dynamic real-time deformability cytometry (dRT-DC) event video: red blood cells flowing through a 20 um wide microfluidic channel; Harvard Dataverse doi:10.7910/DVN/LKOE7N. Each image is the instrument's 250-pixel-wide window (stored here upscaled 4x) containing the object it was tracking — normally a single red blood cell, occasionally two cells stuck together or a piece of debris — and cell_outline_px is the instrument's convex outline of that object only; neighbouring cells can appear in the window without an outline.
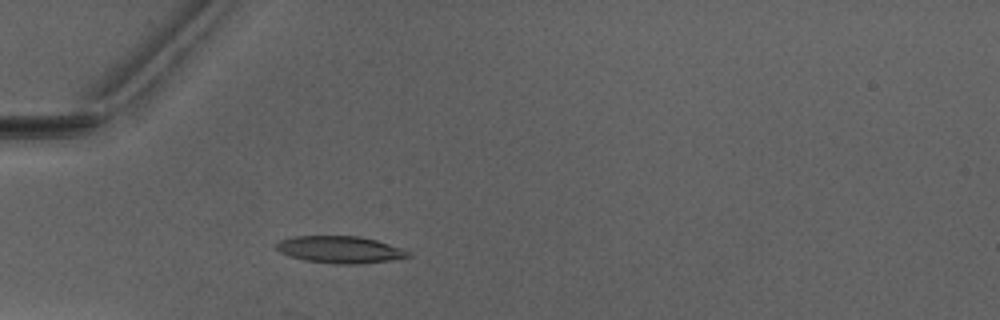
{"species": "Egyptian fruit bat (a non-hibernating species)", "species_latin": "Rousettus aegyptiacus", "temperature_condition": "warm", "stored_images_in_passage": 36, "camera_frame_rate_fps": 3000, "um_per_image_px": 0.085, "animal": {"sex": "male"}, "frame": {"image": 1, "passage_image": 1, "time_ms": 0.0, "image_size_px": [1000, 320], "cell_outline_px": [[412, 256], [392, 260], [356, 264], [336, 264], [304, 260], [288, 256], [280, 252], [276, 248], [276, 244], [280, 240], [292, 236], [360, 236], [376, 240], [400, 248], [408, 252]], "centroid_in_image_um": [28.86, 21.21], "position_along_channel_um": 56.1, "area_um2": 20.69}}
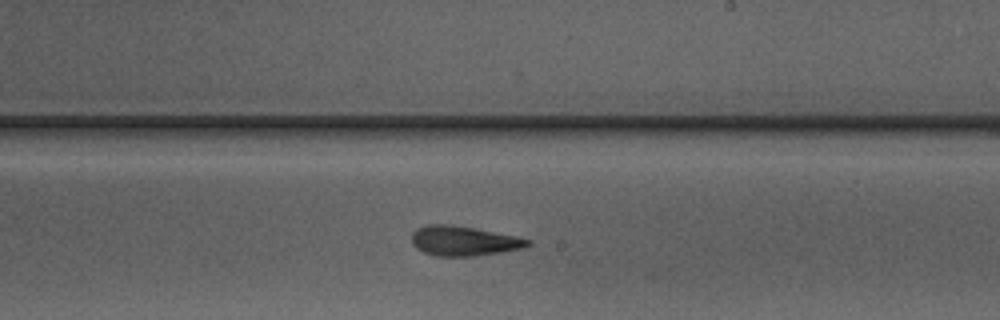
{"frame": {"image": 2, "passage_image": 16, "time_ms": 5.0, "image_size_px": [1000, 320], "cell_outline_px": [[532, 244], [520, 248], [500, 252], [472, 256], [436, 256], [424, 252], [416, 248], [412, 244], [412, 232], [416, 228], [428, 224], [448, 224], [472, 228], [516, 236], [532, 240]], "centroid_in_image_um": [39.38, 20.47], "position_along_channel_um": 249.6, "area_um2": 19.94}}
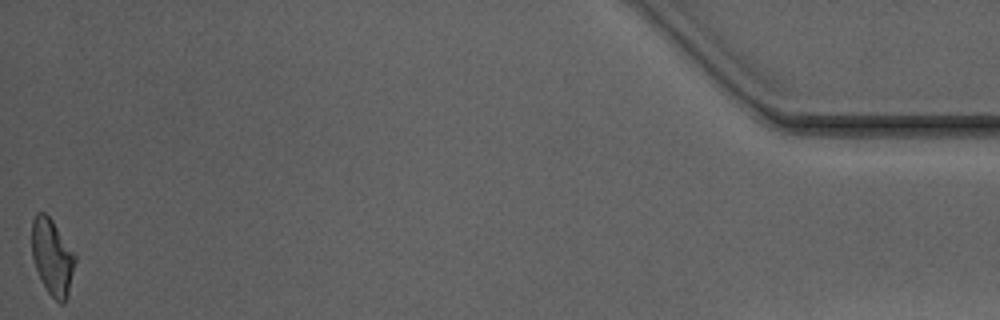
{"frame": {"image": 3, "passage_image": 36, "time_ms": 11.667, "image_size_px": [1000, 320], "cell_outline_px": [[76, 260], [68, 296], [64, 304], [60, 304], [48, 292], [40, 280], [32, 256], [32, 220], [36, 212], [44, 212], [52, 220], [76, 256]], "centroid_in_image_um": [4.44, 21.87], "position_along_channel_um": 430.8, "area_um2": 19.13}, "authors_computed_cell_mechanics": {"area_um2": 19.8832, "velocity_mm_per_s": 4.0831, "shape_relaxation_time_tau1_ms": 6.8117, "shape_relaxation_time_tau2_ms": 3.6488, "deformation_change_tau1": 0.2053, "deformation_change_tau2": 0.1093}}